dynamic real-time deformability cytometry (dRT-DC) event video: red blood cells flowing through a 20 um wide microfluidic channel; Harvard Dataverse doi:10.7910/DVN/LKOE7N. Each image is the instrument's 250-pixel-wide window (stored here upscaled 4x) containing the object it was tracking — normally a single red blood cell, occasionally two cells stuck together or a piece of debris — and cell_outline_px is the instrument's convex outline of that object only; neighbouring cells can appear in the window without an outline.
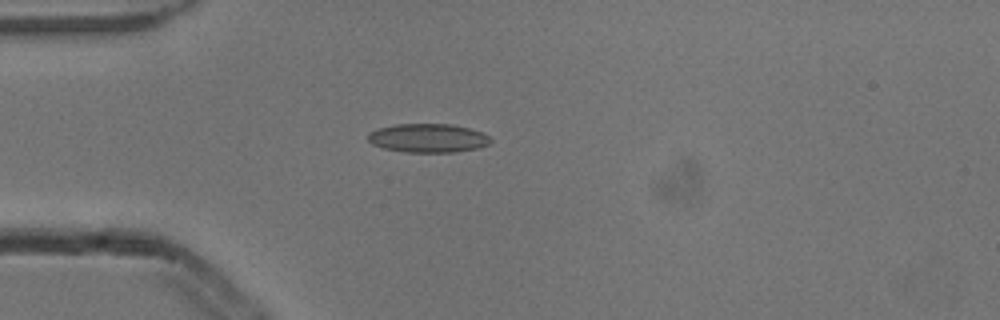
{"species": "common noctule bat (a hibernating species)", "species_latin": "Nyctalus noctula", "temperature_condition": "cold", "stored_images_in_passage": 1, "camera_frame_rate_fps": 3000, "um_per_image_px": 0.085, "animal": {"sex": "male", "body_mass_g": 13.3}, "frame": {"image": 1, "passage_image": 1, "time_ms": 0.0, "image_size_px": [1000, 320], "cell_outline_px": [[492, 140], [488, 144], [476, 148], [456, 152], [404, 152], [384, 148], [372, 144], [368, 140], [368, 132], [380, 128], [396, 124], [452, 124], [468, 128], [480, 132], [488, 136]], "centroid_in_image_um": [36.36, 11.74], "position_along_channel_um": 48.6, "area_um2": 20.4}}